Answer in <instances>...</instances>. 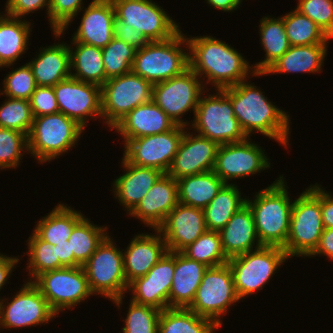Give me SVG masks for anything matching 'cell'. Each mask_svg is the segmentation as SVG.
Masks as SVG:
<instances>
[{"label": "cell", "mask_w": 333, "mask_h": 333, "mask_svg": "<svg viewBox=\"0 0 333 333\" xmlns=\"http://www.w3.org/2000/svg\"><path fill=\"white\" fill-rule=\"evenodd\" d=\"M187 42L189 68L200 78L207 77L208 83H213L217 90L247 80L248 74L265 76L252 70L249 62L226 42L212 36L190 37ZM250 69L252 73H249Z\"/></svg>", "instance_id": "cell-1"}, {"label": "cell", "mask_w": 333, "mask_h": 333, "mask_svg": "<svg viewBox=\"0 0 333 333\" xmlns=\"http://www.w3.org/2000/svg\"><path fill=\"white\" fill-rule=\"evenodd\" d=\"M231 99L235 117L249 138L254 131L288 145L289 115L273 105L255 85L242 81L222 89Z\"/></svg>", "instance_id": "cell-2"}, {"label": "cell", "mask_w": 333, "mask_h": 333, "mask_svg": "<svg viewBox=\"0 0 333 333\" xmlns=\"http://www.w3.org/2000/svg\"><path fill=\"white\" fill-rule=\"evenodd\" d=\"M283 178L280 176L266 189L260 190L253 201L246 199L262 246L284 248L289 236L293 202Z\"/></svg>", "instance_id": "cell-3"}, {"label": "cell", "mask_w": 333, "mask_h": 333, "mask_svg": "<svg viewBox=\"0 0 333 333\" xmlns=\"http://www.w3.org/2000/svg\"><path fill=\"white\" fill-rule=\"evenodd\" d=\"M179 31L164 41H152L136 50L131 71L152 85L176 77L189 69V53L181 45L187 37Z\"/></svg>", "instance_id": "cell-4"}, {"label": "cell", "mask_w": 333, "mask_h": 333, "mask_svg": "<svg viewBox=\"0 0 333 333\" xmlns=\"http://www.w3.org/2000/svg\"><path fill=\"white\" fill-rule=\"evenodd\" d=\"M315 184L293 201L290 232L283 248L288 257L310 256L324 230L321 217V187Z\"/></svg>", "instance_id": "cell-5"}, {"label": "cell", "mask_w": 333, "mask_h": 333, "mask_svg": "<svg viewBox=\"0 0 333 333\" xmlns=\"http://www.w3.org/2000/svg\"><path fill=\"white\" fill-rule=\"evenodd\" d=\"M82 131L81 125L61 112L34 117L28 152L41 163L49 162L77 144Z\"/></svg>", "instance_id": "cell-6"}, {"label": "cell", "mask_w": 333, "mask_h": 333, "mask_svg": "<svg viewBox=\"0 0 333 333\" xmlns=\"http://www.w3.org/2000/svg\"><path fill=\"white\" fill-rule=\"evenodd\" d=\"M107 236L83 265L91 292L112 300L118 307L128 292L123 253Z\"/></svg>", "instance_id": "cell-7"}, {"label": "cell", "mask_w": 333, "mask_h": 333, "mask_svg": "<svg viewBox=\"0 0 333 333\" xmlns=\"http://www.w3.org/2000/svg\"><path fill=\"white\" fill-rule=\"evenodd\" d=\"M216 91L218 94L200 96L192 128L218 145L246 140L248 137L235 117L231 99L223 90Z\"/></svg>", "instance_id": "cell-8"}, {"label": "cell", "mask_w": 333, "mask_h": 333, "mask_svg": "<svg viewBox=\"0 0 333 333\" xmlns=\"http://www.w3.org/2000/svg\"><path fill=\"white\" fill-rule=\"evenodd\" d=\"M288 258L283 248L275 246H262L229 258L228 265L239 299L262 290L263 285Z\"/></svg>", "instance_id": "cell-9"}, {"label": "cell", "mask_w": 333, "mask_h": 333, "mask_svg": "<svg viewBox=\"0 0 333 333\" xmlns=\"http://www.w3.org/2000/svg\"><path fill=\"white\" fill-rule=\"evenodd\" d=\"M153 85L131 72L112 77L101 86L102 117L113 127L137 106L152 100Z\"/></svg>", "instance_id": "cell-10"}, {"label": "cell", "mask_w": 333, "mask_h": 333, "mask_svg": "<svg viewBox=\"0 0 333 333\" xmlns=\"http://www.w3.org/2000/svg\"><path fill=\"white\" fill-rule=\"evenodd\" d=\"M240 299L235 290L233 276L228 263L208 267L189 307L199 316L211 319L218 327L222 326L221 315L231 304Z\"/></svg>", "instance_id": "cell-11"}, {"label": "cell", "mask_w": 333, "mask_h": 333, "mask_svg": "<svg viewBox=\"0 0 333 333\" xmlns=\"http://www.w3.org/2000/svg\"><path fill=\"white\" fill-rule=\"evenodd\" d=\"M32 282L56 314L63 309L75 307L93 294L83 266L47 271Z\"/></svg>", "instance_id": "cell-12"}, {"label": "cell", "mask_w": 333, "mask_h": 333, "mask_svg": "<svg viewBox=\"0 0 333 333\" xmlns=\"http://www.w3.org/2000/svg\"><path fill=\"white\" fill-rule=\"evenodd\" d=\"M202 83L204 82L200 80V77L189 68L181 75L154 84L152 87V101L176 125L186 127L189 124L181 119L182 115L191 109L195 114L200 96L205 93L203 92L204 85Z\"/></svg>", "instance_id": "cell-13"}, {"label": "cell", "mask_w": 333, "mask_h": 333, "mask_svg": "<svg viewBox=\"0 0 333 333\" xmlns=\"http://www.w3.org/2000/svg\"><path fill=\"white\" fill-rule=\"evenodd\" d=\"M115 13L124 24L142 32L150 41H164L175 36L179 24L151 0H112Z\"/></svg>", "instance_id": "cell-14"}, {"label": "cell", "mask_w": 333, "mask_h": 333, "mask_svg": "<svg viewBox=\"0 0 333 333\" xmlns=\"http://www.w3.org/2000/svg\"><path fill=\"white\" fill-rule=\"evenodd\" d=\"M185 128L177 125L164 133L130 139L124 143L123 158L133 165L152 167L167 173L178 151Z\"/></svg>", "instance_id": "cell-15"}, {"label": "cell", "mask_w": 333, "mask_h": 333, "mask_svg": "<svg viewBox=\"0 0 333 333\" xmlns=\"http://www.w3.org/2000/svg\"><path fill=\"white\" fill-rule=\"evenodd\" d=\"M8 303L0 300V328L31 327L48 323L56 313L50 308L39 288L27 281Z\"/></svg>", "instance_id": "cell-16"}, {"label": "cell", "mask_w": 333, "mask_h": 333, "mask_svg": "<svg viewBox=\"0 0 333 333\" xmlns=\"http://www.w3.org/2000/svg\"><path fill=\"white\" fill-rule=\"evenodd\" d=\"M59 112L83 128L88 117L102 118L101 87L69 77L53 86ZM87 117V118H86Z\"/></svg>", "instance_id": "cell-17"}, {"label": "cell", "mask_w": 333, "mask_h": 333, "mask_svg": "<svg viewBox=\"0 0 333 333\" xmlns=\"http://www.w3.org/2000/svg\"><path fill=\"white\" fill-rule=\"evenodd\" d=\"M249 140L219 145L213 171L225 184L270 168L264 150Z\"/></svg>", "instance_id": "cell-18"}, {"label": "cell", "mask_w": 333, "mask_h": 333, "mask_svg": "<svg viewBox=\"0 0 333 333\" xmlns=\"http://www.w3.org/2000/svg\"><path fill=\"white\" fill-rule=\"evenodd\" d=\"M175 270V252L166 254L144 276L129 283L132 301L155 307L159 310L169 308V292Z\"/></svg>", "instance_id": "cell-19"}, {"label": "cell", "mask_w": 333, "mask_h": 333, "mask_svg": "<svg viewBox=\"0 0 333 333\" xmlns=\"http://www.w3.org/2000/svg\"><path fill=\"white\" fill-rule=\"evenodd\" d=\"M158 230L168 251L181 252L208 229L203 209L178 203Z\"/></svg>", "instance_id": "cell-20"}, {"label": "cell", "mask_w": 333, "mask_h": 333, "mask_svg": "<svg viewBox=\"0 0 333 333\" xmlns=\"http://www.w3.org/2000/svg\"><path fill=\"white\" fill-rule=\"evenodd\" d=\"M219 145L208 138L184 132L167 174L174 179L212 171Z\"/></svg>", "instance_id": "cell-21"}, {"label": "cell", "mask_w": 333, "mask_h": 333, "mask_svg": "<svg viewBox=\"0 0 333 333\" xmlns=\"http://www.w3.org/2000/svg\"><path fill=\"white\" fill-rule=\"evenodd\" d=\"M179 203L177 180L163 173L129 213L153 229H158L170 211Z\"/></svg>", "instance_id": "cell-22"}, {"label": "cell", "mask_w": 333, "mask_h": 333, "mask_svg": "<svg viewBox=\"0 0 333 333\" xmlns=\"http://www.w3.org/2000/svg\"><path fill=\"white\" fill-rule=\"evenodd\" d=\"M84 11L72 42L106 47L114 38L113 19L116 13L112 0H93Z\"/></svg>", "instance_id": "cell-23"}, {"label": "cell", "mask_w": 333, "mask_h": 333, "mask_svg": "<svg viewBox=\"0 0 333 333\" xmlns=\"http://www.w3.org/2000/svg\"><path fill=\"white\" fill-rule=\"evenodd\" d=\"M136 235L123 253L125 279L129 284L146 275L168 251L161 232ZM162 236V237H161Z\"/></svg>", "instance_id": "cell-24"}, {"label": "cell", "mask_w": 333, "mask_h": 333, "mask_svg": "<svg viewBox=\"0 0 333 333\" xmlns=\"http://www.w3.org/2000/svg\"><path fill=\"white\" fill-rule=\"evenodd\" d=\"M176 126L174 121L151 100L130 111L113 128L122 135L126 143L130 139L170 131Z\"/></svg>", "instance_id": "cell-25"}, {"label": "cell", "mask_w": 333, "mask_h": 333, "mask_svg": "<svg viewBox=\"0 0 333 333\" xmlns=\"http://www.w3.org/2000/svg\"><path fill=\"white\" fill-rule=\"evenodd\" d=\"M219 233L228 258L252 251L255 241V249L262 247L256 233L253 212L247 203L231 217Z\"/></svg>", "instance_id": "cell-26"}, {"label": "cell", "mask_w": 333, "mask_h": 333, "mask_svg": "<svg viewBox=\"0 0 333 333\" xmlns=\"http://www.w3.org/2000/svg\"><path fill=\"white\" fill-rule=\"evenodd\" d=\"M122 166L126 173L115 179L114 195L120 204L125 206L130 213L144 198L145 194L163 174L160 170L152 167H140L128 163L122 158Z\"/></svg>", "instance_id": "cell-27"}, {"label": "cell", "mask_w": 333, "mask_h": 333, "mask_svg": "<svg viewBox=\"0 0 333 333\" xmlns=\"http://www.w3.org/2000/svg\"><path fill=\"white\" fill-rule=\"evenodd\" d=\"M208 267L175 252V270L169 292V307L189 308Z\"/></svg>", "instance_id": "cell-28"}, {"label": "cell", "mask_w": 333, "mask_h": 333, "mask_svg": "<svg viewBox=\"0 0 333 333\" xmlns=\"http://www.w3.org/2000/svg\"><path fill=\"white\" fill-rule=\"evenodd\" d=\"M39 52L38 57L28 63L37 86L53 87L71 76L68 44L57 43L41 48Z\"/></svg>", "instance_id": "cell-29"}, {"label": "cell", "mask_w": 333, "mask_h": 333, "mask_svg": "<svg viewBox=\"0 0 333 333\" xmlns=\"http://www.w3.org/2000/svg\"><path fill=\"white\" fill-rule=\"evenodd\" d=\"M327 44L291 46L264 74L314 73L321 71Z\"/></svg>", "instance_id": "cell-30"}, {"label": "cell", "mask_w": 333, "mask_h": 333, "mask_svg": "<svg viewBox=\"0 0 333 333\" xmlns=\"http://www.w3.org/2000/svg\"><path fill=\"white\" fill-rule=\"evenodd\" d=\"M179 203L204 209L225 185L212 170L177 179Z\"/></svg>", "instance_id": "cell-31"}, {"label": "cell", "mask_w": 333, "mask_h": 333, "mask_svg": "<svg viewBox=\"0 0 333 333\" xmlns=\"http://www.w3.org/2000/svg\"><path fill=\"white\" fill-rule=\"evenodd\" d=\"M30 26L28 21L7 14L0 18V68L13 65L28 49Z\"/></svg>", "instance_id": "cell-32"}, {"label": "cell", "mask_w": 333, "mask_h": 333, "mask_svg": "<svg viewBox=\"0 0 333 333\" xmlns=\"http://www.w3.org/2000/svg\"><path fill=\"white\" fill-rule=\"evenodd\" d=\"M84 217L80 211L60 203L37 222L33 232L51 245L61 244L70 238L74 227Z\"/></svg>", "instance_id": "cell-33"}, {"label": "cell", "mask_w": 333, "mask_h": 333, "mask_svg": "<svg viewBox=\"0 0 333 333\" xmlns=\"http://www.w3.org/2000/svg\"><path fill=\"white\" fill-rule=\"evenodd\" d=\"M72 44H75L76 48L74 50L73 47H69L70 65L76 72H71V77L101 87L108 79L103 64L102 48L80 42Z\"/></svg>", "instance_id": "cell-34"}, {"label": "cell", "mask_w": 333, "mask_h": 333, "mask_svg": "<svg viewBox=\"0 0 333 333\" xmlns=\"http://www.w3.org/2000/svg\"><path fill=\"white\" fill-rule=\"evenodd\" d=\"M261 44L266 52L265 59L255 64L256 73H264L275 63L290 47L282 17H263L260 20Z\"/></svg>", "instance_id": "cell-35"}, {"label": "cell", "mask_w": 333, "mask_h": 333, "mask_svg": "<svg viewBox=\"0 0 333 333\" xmlns=\"http://www.w3.org/2000/svg\"><path fill=\"white\" fill-rule=\"evenodd\" d=\"M233 183L225 184L213 200L203 209L208 230L220 231L231 217L246 204Z\"/></svg>", "instance_id": "cell-36"}, {"label": "cell", "mask_w": 333, "mask_h": 333, "mask_svg": "<svg viewBox=\"0 0 333 333\" xmlns=\"http://www.w3.org/2000/svg\"><path fill=\"white\" fill-rule=\"evenodd\" d=\"M219 327L189 308H166L159 316L158 333H215Z\"/></svg>", "instance_id": "cell-37"}, {"label": "cell", "mask_w": 333, "mask_h": 333, "mask_svg": "<svg viewBox=\"0 0 333 333\" xmlns=\"http://www.w3.org/2000/svg\"><path fill=\"white\" fill-rule=\"evenodd\" d=\"M89 220L84 217L74 227L68 239L71 247V267L83 266L108 236L105 232L107 227L95 225Z\"/></svg>", "instance_id": "cell-38"}, {"label": "cell", "mask_w": 333, "mask_h": 333, "mask_svg": "<svg viewBox=\"0 0 333 333\" xmlns=\"http://www.w3.org/2000/svg\"><path fill=\"white\" fill-rule=\"evenodd\" d=\"M282 19L291 46L327 44L331 39L314 21L297 9L285 14Z\"/></svg>", "instance_id": "cell-39"}, {"label": "cell", "mask_w": 333, "mask_h": 333, "mask_svg": "<svg viewBox=\"0 0 333 333\" xmlns=\"http://www.w3.org/2000/svg\"><path fill=\"white\" fill-rule=\"evenodd\" d=\"M181 253L191 260L215 267L228 263L219 231L207 230L194 243L184 248Z\"/></svg>", "instance_id": "cell-40"}, {"label": "cell", "mask_w": 333, "mask_h": 333, "mask_svg": "<svg viewBox=\"0 0 333 333\" xmlns=\"http://www.w3.org/2000/svg\"><path fill=\"white\" fill-rule=\"evenodd\" d=\"M28 252L30 262L27 263L31 278L34 280L42 273L63 268L64 266L56 259V246L41 240L34 232L28 239Z\"/></svg>", "instance_id": "cell-41"}, {"label": "cell", "mask_w": 333, "mask_h": 333, "mask_svg": "<svg viewBox=\"0 0 333 333\" xmlns=\"http://www.w3.org/2000/svg\"><path fill=\"white\" fill-rule=\"evenodd\" d=\"M136 49L126 42L113 38L102 48L106 77L112 78L131 72Z\"/></svg>", "instance_id": "cell-42"}, {"label": "cell", "mask_w": 333, "mask_h": 333, "mask_svg": "<svg viewBox=\"0 0 333 333\" xmlns=\"http://www.w3.org/2000/svg\"><path fill=\"white\" fill-rule=\"evenodd\" d=\"M7 98L8 100L0 106V127L29 135L34 120L30 101Z\"/></svg>", "instance_id": "cell-43"}, {"label": "cell", "mask_w": 333, "mask_h": 333, "mask_svg": "<svg viewBox=\"0 0 333 333\" xmlns=\"http://www.w3.org/2000/svg\"><path fill=\"white\" fill-rule=\"evenodd\" d=\"M161 310L136 303L130 299L123 333H158Z\"/></svg>", "instance_id": "cell-44"}, {"label": "cell", "mask_w": 333, "mask_h": 333, "mask_svg": "<svg viewBox=\"0 0 333 333\" xmlns=\"http://www.w3.org/2000/svg\"><path fill=\"white\" fill-rule=\"evenodd\" d=\"M28 151V135L0 127V168H16L22 152Z\"/></svg>", "instance_id": "cell-45"}, {"label": "cell", "mask_w": 333, "mask_h": 333, "mask_svg": "<svg viewBox=\"0 0 333 333\" xmlns=\"http://www.w3.org/2000/svg\"><path fill=\"white\" fill-rule=\"evenodd\" d=\"M4 93L9 98L30 100L37 84L28 63L12 70L3 80Z\"/></svg>", "instance_id": "cell-46"}, {"label": "cell", "mask_w": 333, "mask_h": 333, "mask_svg": "<svg viewBox=\"0 0 333 333\" xmlns=\"http://www.w3.org/2000/svg\"><path fill=\"white\" fill-rule=\"evenodd\" d=\"M297 9L333 38V0H299Z\"/></svg>", "instance_id": "cell-47"}, {"label": "cell", "mask_w": 333, "mask_h": 333, "mask_svg": "<svg viewBox=\"0 0 333 333\" xmlns=\"http://www.w3.org/2000/svg\"><path fill=\"white\" fill-rule=\"evenodd\" d=\"M82 0H50L49 23L53 34L60 38L78 12L82 10Z\"/></svg>", "instance_id": "cell-48"}, {"label": "cell", "mask_w": 333, "mask_h": 333, "mask_svg": "<svg viewBox=\"0 0 333 333\" xmlns=\"http://www.w3.org/2000/svg\"><path fill=\"white\" fill-rule=\"evenodd\" d=\"M29 101L34 117L59 112L53 87L37 86Z\"/></svg>", "instance_id": "cell-49"}, {"label": "cell", "mask_w": 333, "mask_h": 333, "mask_svg": "<svg viewBox=\"0 0 333 333\" xmlns=\"http://www.w3.org/2000/svg\"><path fill=\"white\" fill-rule=\"evenodd\" d=\"M113 32L114 38L126 42L136 50L150 42L142 32L137 31L128 24H124L116 15L113 19Z\"/></svg>", "instance_id": "cell-50"}, {"label": "cell", "mask_w": 333, "mask_h": 333, "mask_svg": "<svg viewBox=\"0 0 333 333\" xmlns=\"http://www.w3.org/2000/svg\"><path fill=\"white\" fill-rule=\"evenodd\" d=\"M46 6L49 16L50 0H7L5 14L20 18Z\"/></svg>", "instance_id": "cell-51"}, {"label": "cell", "mask_w": 333, "mask_h": 333, "mask_svg": "<svg viewBox=\"0 0 333 333\" xmlns=\"http://www.w3.org/2000/svg\"><path fill=\"white\" fill-rule=\"evenodd\" d=\"M321 189V217L324 228H333V196Z\"/></svg>", "instance_id": "cell-52"}, {"label": "cell", "mask_w": 333, "mask_h": 333, "mask_svg": "<svg viewBox=\"0 0 333 333\" xmlns=\"http://www.w3.org/2000/svg\"><path fill=\"white\" fill-rule=\"evenodd\" d=\"M325 255L333 260V228H324L319 244L310 256Z\"/></svg>", "instance_id": "cell-53"}, {"label": "cell", "mask_w": 333, "mask_h": 333, "mask_svg": "<svg viewBox=\"0 0 333 333\" xmlns=\"http://www.w3.org/2000/svg\"><path fill=\"white\" fill-rule=\"evenodd\" d=\"M18 262L19 258L17 257H7L6 255L0 254V290L7 283L6 281L10 278L9 276L15 264L17 265Z\"/></svg>", "instance_id": "cell-54"}, {"label": "cell", "mask_w": 333, "mask_h": 333, "mask_svg": "<svg viewBox=\"0 0 333 333\" xmlns=\"http://www.w3.org/2000/svg\"><path fill=\"white\" fill-rule=\"evenodd\" d=\"M56 259H59V262L64 267H71V247L68 240L64 243L56 244Z\"/></svg>", "instance_id": "cell-55"}, {"label": "cell", "mask_w": 333, "mask_h": 333, "mask_svg": "<svg viewBox=\"0 0 333 333\" xmlns=\"http://www.w3.org/2000/svg\"><path fill=\"white\" fill-rule=\"evenodd\" d=\"M208 4L213 6L215 9L222 11L231 12L236 10L241 4L242 0H206Z\"/></svg>", "instance_id": "cell-56"}]
</instances>
